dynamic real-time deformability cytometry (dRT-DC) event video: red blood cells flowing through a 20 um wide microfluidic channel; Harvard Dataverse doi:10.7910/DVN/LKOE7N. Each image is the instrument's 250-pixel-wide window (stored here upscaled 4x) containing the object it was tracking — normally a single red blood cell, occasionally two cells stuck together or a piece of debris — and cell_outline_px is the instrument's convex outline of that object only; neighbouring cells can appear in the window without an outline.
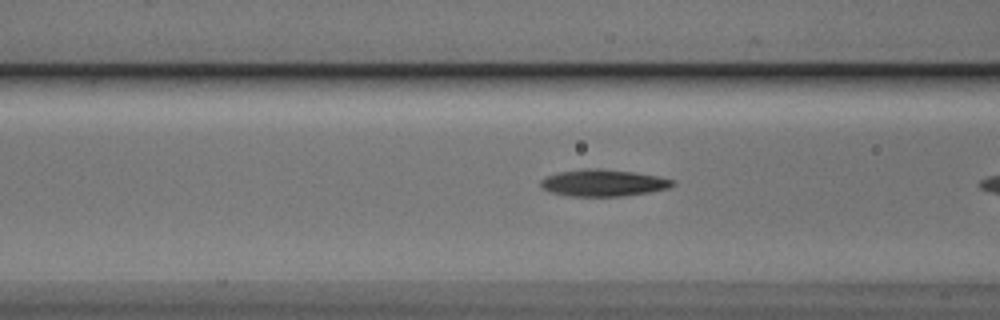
{"species": "Egyptian fruit bat (a non-hibernating species)", "species_latin": "Rousettus aegyptiacus", "temperature_condition": "cold", "stored_images_in_passage": 5, "camera_frame_rate_fps": 3000, "um_per_image_px": 0.085, "animal": {"sex": "male"}, "frame": {"image": 1, "passage_image": 4, "time_ms": 1.0, "image_size_px": [1000, 320], "cell_outline_px": [[676, 184], [668, 188], [648, 192], [620, 196], [568, 196], [552, 192], [544, 188], [540, 184], [540, 180], [544, 176], [556, 172], [584, 168], [600, 168], [632, 172], [656, 176], [676, 180]], "centroid_in_image_um": [51.25, 15.53], "position_along_channel_um": 115.4, "area_um2": 20.63}}